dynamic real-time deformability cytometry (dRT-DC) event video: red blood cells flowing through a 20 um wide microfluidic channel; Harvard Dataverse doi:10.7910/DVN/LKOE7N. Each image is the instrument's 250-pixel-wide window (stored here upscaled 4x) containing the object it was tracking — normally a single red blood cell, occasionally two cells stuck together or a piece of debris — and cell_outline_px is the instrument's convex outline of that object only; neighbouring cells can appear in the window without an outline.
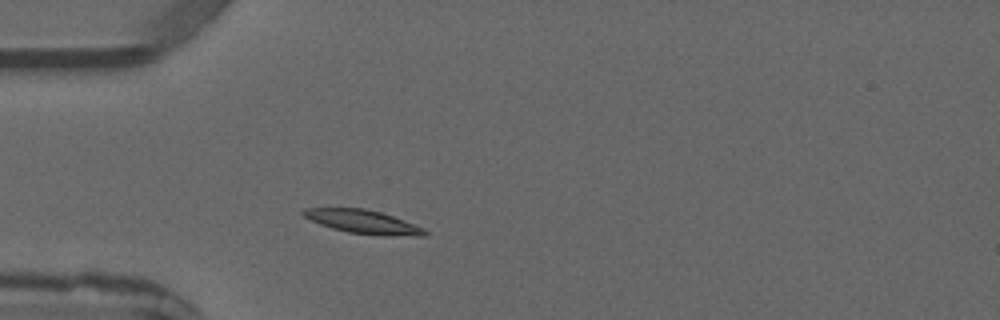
{"species": "common noctule bat (a hibernating species)", "species_latin": "Nyctalus noctula", "temperature_condition": "warm", "stored_images_in_passage": 1, "camera_frame_rate_fps": 3000, "um_per_image_px": 0.085, "animal": {"sex": "male", "forearm_length_mm": 52.5}, "frame": {"image": 1, "passage_image": 1, "time_ms": 0.0, "image_size_px": [1000, 320], "cell_outline_px": [[428, 236], [380, 236], [348, 232], [332, 228], [320, 224], [304, 216], [300, 212], [304, 208], [364, 208], [380, 212], [404, 220], [424, 228], [428, 232]], "centroid_in_image_um": [30.9, 18.86], "position_along_channel_um": 54.1, "area_um2": 16.76}}